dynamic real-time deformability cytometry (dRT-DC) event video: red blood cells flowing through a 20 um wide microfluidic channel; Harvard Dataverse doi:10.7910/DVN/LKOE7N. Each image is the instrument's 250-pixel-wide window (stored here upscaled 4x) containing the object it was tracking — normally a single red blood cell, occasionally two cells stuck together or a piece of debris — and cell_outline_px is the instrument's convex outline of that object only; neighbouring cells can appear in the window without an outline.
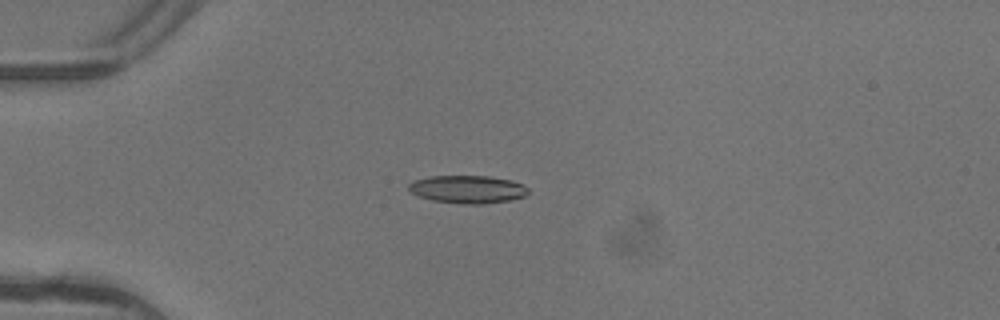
{"species": "common noctule bat (a hibernating species)", "species_latin": "Nyctalus noctula", "temperature_condition": "warm", "stored_images_in_passage": 5, "camera_frame_rate_fps": 3000, "um_per_image_px": 0.085, "animal": {"sex": "female"}, "frame": {"image": 1, "passage_image": 4, "time_ms": 1.0, "image_size_px": [1000, 320], "cell_outline_px": [[528, 192], [524, 196], [508, 200], [484, 204], [460, 204], [432, 200], [408, 192], [408, 184], [412, 180], [428, 176], [488, 176], [512, 180], [524, 184], [528, 188]], "centroid_in_image_um": [39.71, 16.08], "position_along_channel_um": 45.3, "area_um2": 19.59}}